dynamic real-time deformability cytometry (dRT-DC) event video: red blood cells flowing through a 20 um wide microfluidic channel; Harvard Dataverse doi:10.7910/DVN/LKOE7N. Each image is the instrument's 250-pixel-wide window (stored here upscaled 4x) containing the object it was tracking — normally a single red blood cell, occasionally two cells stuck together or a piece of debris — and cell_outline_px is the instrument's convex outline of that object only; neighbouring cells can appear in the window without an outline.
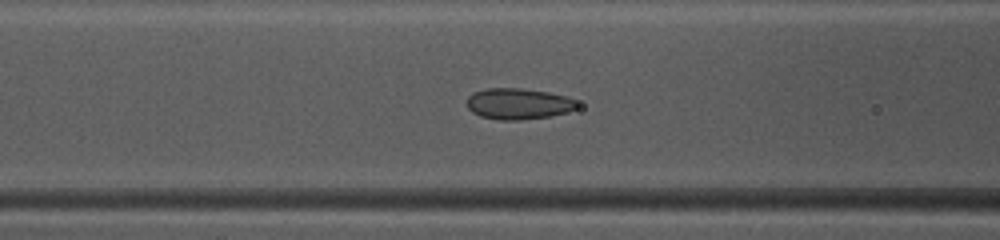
{"species": "common noctule bat (a hibernating species)", "species_latin": "Nyctalus noctula", "temperature_condition": "warm", "stored_images_in_passage": 39, "camera_frame_rate_fps": 3000, "um_per_image_px": 0.085, "animal": {"sex": "female", "body_mass_g": 10.0, "forearm_length_mm": 53.1}, "frame": {"image": 1, "passage_image": 11, "time_ms": 3.333, "image_size_px": [1000, 240], "cell_outline_px": [[580, 104], [576, 108], [568, 112], [548, 116], [520, 120], [500, 120], [480, 116], [472, 112], [468, 108], [468, 96], [472, 92], [484, 88], [520, 88], [548, 92], [564, 96], [576, 100]], "centroid_in_image_um": [44.05, 8.81], "position_along_channel_um": 122.6, "area_um2": 20.0}}
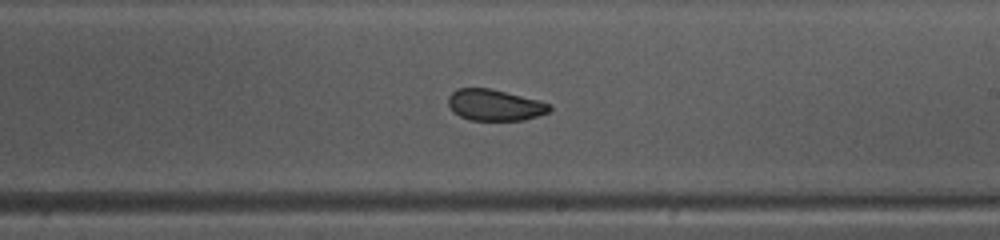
{"frame": {"image": 2, "passage_image": 20, "time_ms": 6.333, "image_size_px": [1000, 240], "cell_outline_px": [[552, 108], [548, 112], [524, 120], [472, 120], [460, 116], [452, 112], [448, 104], [448, 96], [456, 88], [488, 88], [540, 100], [552, 104]], "centroid_in_image_um": [42.04, 8.92], "position_along_channel_um": 247.0, "area_um2": 18.5}}
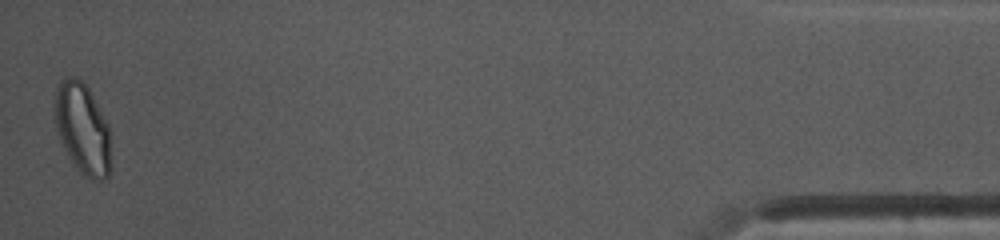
{"frame": {"image": 3, "passage_image": 39, "time_ms": 12.667, "image_size_px": [1000, 240], "cell_outline_px": [[112, 168], [108, 176], [104, 180], [100, 180], [80, 176], [68, 156], [56, 132], [56, 88], [60, 80], [68, 76], [76, 76], [88, 88], [108, 124]], "centroid_in_image_um": [7.03, 11.0], "position_along_channel_um": 428.2, "area_um2": 29.94}, "authors_computed_cell_mechanics": {"area_um2": 20.1144, "velocity_mm_per_s": 4.1409, "shape_relaxation_time_tau1_ms": null, "shape_relaxation_time_tau2_ms": 0.9647, "deformation_change_tau1": null, "deformation_change_tau2": 0.0605}}